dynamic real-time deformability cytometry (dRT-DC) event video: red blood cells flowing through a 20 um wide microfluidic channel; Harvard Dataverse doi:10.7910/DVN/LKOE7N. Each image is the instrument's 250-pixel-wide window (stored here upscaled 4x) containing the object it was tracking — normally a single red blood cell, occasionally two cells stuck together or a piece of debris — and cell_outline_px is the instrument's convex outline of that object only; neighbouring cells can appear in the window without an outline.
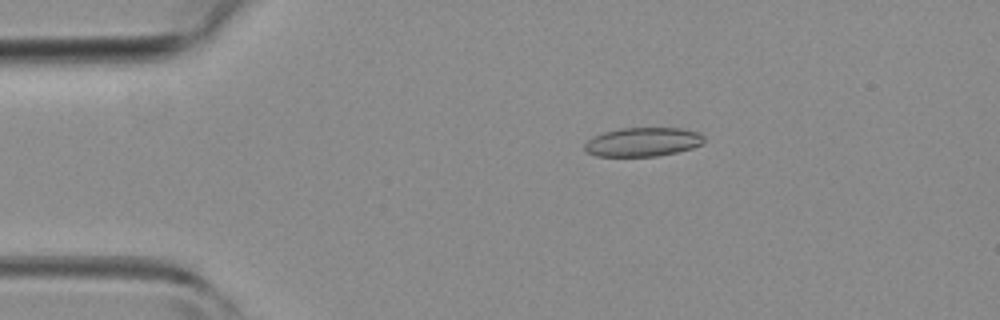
{"species": "common noctule bat (a hibernating species)", "species_latin": "Nyctalus noctula", "temperature_condition": "room temperature", "stored_images_in_passage": 2, "camera_frame_rate_fps": 3000, "um_per_image_px": 0.085, "animal": {"sex": "female", "body_mass_g": 19.3, "forearm_length_mm": 54.1}, "frame": {"image": 1, "passage_image": 1, "time_ms": 0.0, "image_size_px": [1000, 320], "cell_outline_px": [[704, 144], [692, 148], [676, 152], [656, 156], [596, 156], [584, 152], [584, 144], [592, 136], [604, 132], [620, 128], [680, 128], [700, 132], [704, 136]], "centroid_in_image_um": [54.63, 12.06], "position_along_channel_um": 30.4, "area_um2": 20.35}}